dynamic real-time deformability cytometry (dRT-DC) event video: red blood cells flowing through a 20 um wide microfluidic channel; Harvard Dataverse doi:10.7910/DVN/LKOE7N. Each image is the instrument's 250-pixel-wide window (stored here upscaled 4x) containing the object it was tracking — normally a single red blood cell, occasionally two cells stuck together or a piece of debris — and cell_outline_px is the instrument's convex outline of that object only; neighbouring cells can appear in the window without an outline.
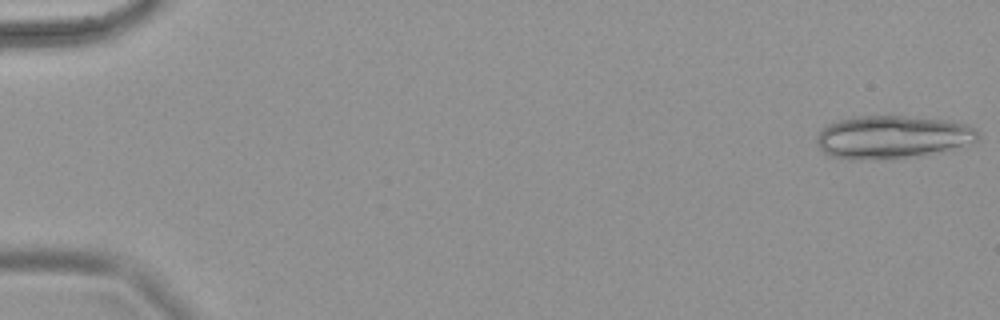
{"species": "common noctule bat (a hibernating species)", "species_latin": "Nyctalus noctula", "temperature_condition": "warm", "stored_images_in_passage": 26, "camera_frame_rate_fps": 3000, "um_per_image_px": 0.085, "animal": {"sex": "female", "body_mass_g": 18.4}, "frame": {"image": 1, "passage_image": 1, "time_ms": 0.0, "image_size_px": [1000, 320], "cell_outline_px": [[980, 140], [976, 144], [920, 156], [880, 160], [848, 160], [828, 156], [816, 144], [816, 136], [820, 128], [828, 124], [852, 116], [904, 116], [948, 120], [968, 124], [976, 128], [980, 132]], "centroid_in_image_um": [75.89, 11.67], "position_along_channel_um": 9.1, "area_um2": 41.62}}